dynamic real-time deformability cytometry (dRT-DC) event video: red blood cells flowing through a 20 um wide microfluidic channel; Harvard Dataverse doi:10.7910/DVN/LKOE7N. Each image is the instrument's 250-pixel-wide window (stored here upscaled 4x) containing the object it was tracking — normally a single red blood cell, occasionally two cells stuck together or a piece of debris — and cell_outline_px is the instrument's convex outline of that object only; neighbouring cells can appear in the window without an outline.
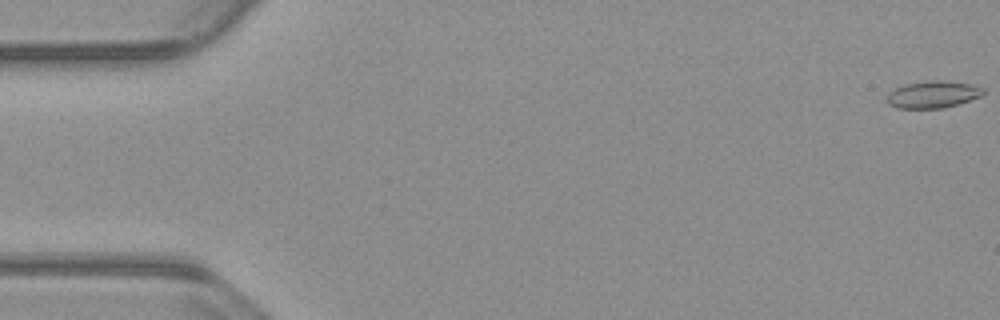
{"species": "common noctule bat (a hibernating species)", "species_latin": "Nyctalus noctula", "temperature_condition": "warm", "stored_images_in_passage": 55, "camera_frame_rate_fps": 3000, "um_per_image_px": 0.085, "animal": {"sex": "male", "body_mass_g": 23.1, "forearm_length_mm": 52.7}, "frame": {"image": 1, "passage_image": 1, "time_ms": 0.0, "image_size_px": [1000, 320], "cell_outline_px": [[984, 92], [980, 96], [956, 104], [940, 108], [896, 108], [888, 104], [888, 92], [904, 84], [928, 80], [944, 80], [972, 84], [984, 88]], "centroid_in_image_um": [79.28, 8.01], "position_along_channel_um": 5.7, "area_um2": 15.09}}
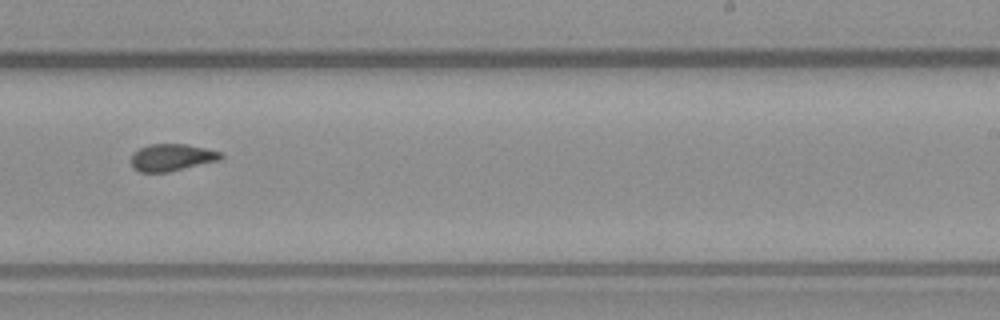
{"frame": {"image": 2, "passage_image": 34, "time_ms": 11.0, "image_size_px": [1000, 320], "cell_outline_px": [[224, 156], [220, 160], [168, 172], [140, 172], [132, 168], [132, 152], [148, 144], [184, 144], [204, 148], [220, 152]], "centroid_in_image_um": [14.57, 13.38], "position_along_channel_um": 274.4, "area_um2": 14.1}}
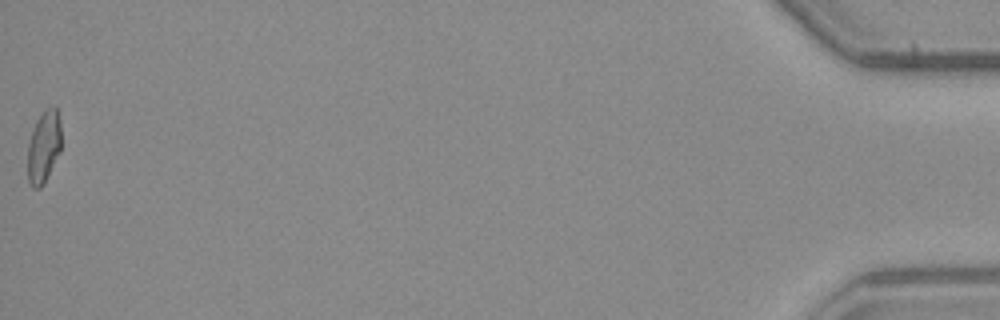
{"frame": {"image": 3, "passage_image": 55, "time_ms": 18.0, "image_size_px": [1000, 320], "cell_outline_px": [[60, 152], [44, 184], [40, 188], [32, 188], [28, 180], [28, 144], [32, 128], [36, 120], [44, 108], [52, 104], [56, 104], [60, 120]], "centroid_in_image_um": [3.72, 12.41], "position_along_channel_um": 431.5, "area_um2": 14.51}, "authors_computed_cell_mechanics": {"area_um2": 14.5656, "velocity_mm_per_s": 3.815, "shape_relaxation_time_tau1_ms": null, "shape_relaxation_time_tau2_ms": 1.9748, "deformation_change_tau1": null, "deformation_change_tau2": 0.0676}}